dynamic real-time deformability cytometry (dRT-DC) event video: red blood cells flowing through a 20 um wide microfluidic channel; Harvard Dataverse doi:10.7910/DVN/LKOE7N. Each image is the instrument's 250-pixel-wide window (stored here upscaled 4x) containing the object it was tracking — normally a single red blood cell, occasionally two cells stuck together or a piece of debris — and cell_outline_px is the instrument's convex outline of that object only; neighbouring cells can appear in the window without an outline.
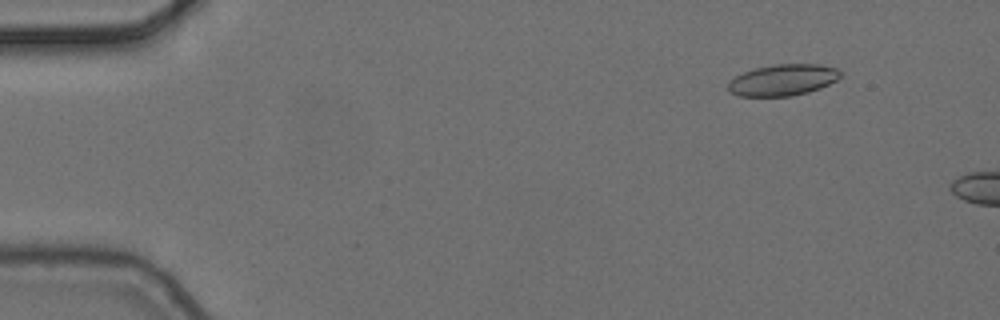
{"species": "common noctule bat (a hibernating species)", "species_latin": "Nyctalus noctula", "temperature_condition": "cold", "stored_images_in_passage": 4, "camera_frame_rate_fps": 3000, "um_per_image_px": 0.085, "animal": {"sex": "female", "body_mass_g": 24.6, "forearm_length_mm": 56.2}, "frame": {"image": 1, "passage_image": 2, "time_ms": 0.333, "image_size_px": [1000, 320], "cell_outline_px": [[840, 76], [836, 80], [820, 88], [808, 92], [792, 96], [740, 96], [728, 92], [728, 84], [736, 76], [744, 72], [756, 68], [772, 64], [820, 64], [836, 68], [840, 72]], "centroid_in_image_um": [66.54, 6.8], "position_along_channel_um": 18.5, "area_um2": 20.4}}